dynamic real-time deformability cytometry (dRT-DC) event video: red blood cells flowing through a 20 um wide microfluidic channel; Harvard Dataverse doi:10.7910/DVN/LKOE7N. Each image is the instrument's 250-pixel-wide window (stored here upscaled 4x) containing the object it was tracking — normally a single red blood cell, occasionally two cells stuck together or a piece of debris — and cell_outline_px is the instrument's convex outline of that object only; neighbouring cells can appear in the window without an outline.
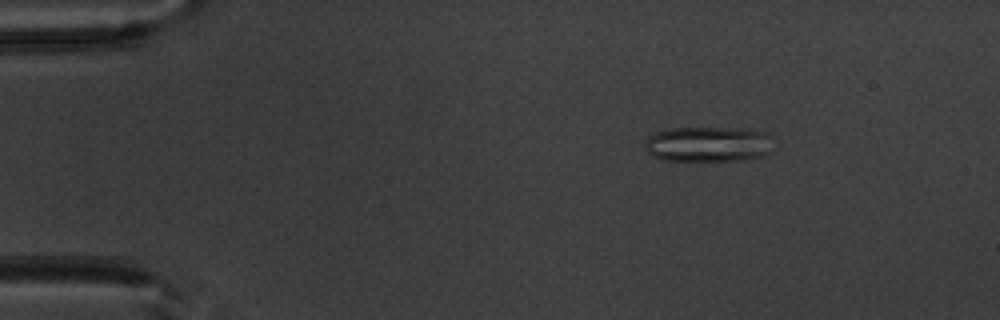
{"species": "common noctule bat (a hibernating species)", "species_latin": "Nyctalus noctula", "temperature_condition": "warm", "stored_images_in_passage": 51, "camera_frame_rate_fps": 3000, "um_per_image_px": 0.085, "animal": {"sex": "male", "body_mass_g": 20.1, "forearm_length_mm": 53.5}, "frame": {"image": 1, "passage_image": 8, "time_ms": 2.333, "image_size_px": [1000, 320], "cell_outline_px": [[772, 152], [764, 156], [740, 160], [664, 160], [652, 156], [648, 152], [644, 144], [648, 136], [656, 132], [672, 128], [720, 128], [764, 132], [772, 136]], "centroid_in_image_um": [60.21, 12.26], "position_along_channel_um": 24.8, "area_um2": 26.3}}
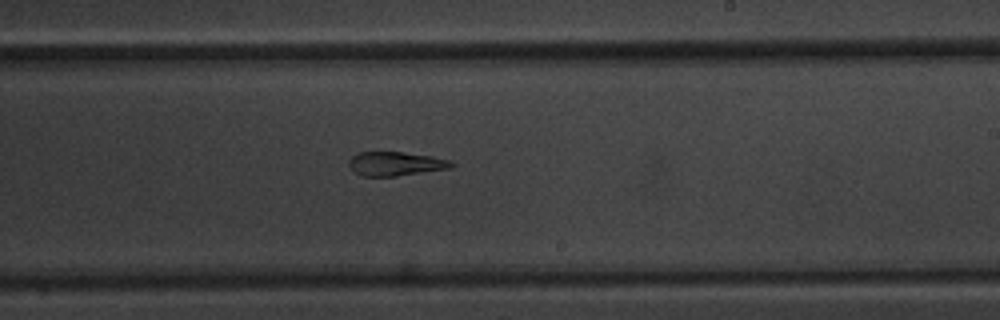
{"frame": {"image": 2, "passage_image": 31, "time_ms": 10.0, "image_size_px": [1000, 320], "cell_outline_px": [[456, 164], [452, 168], [396, 176], [360, 176], [352, 172], [348, 168], [348, 160], [356, 152], [404, 152], [432, 156], [448, 160]], "centroid_in_image_um": [33.57, 13.92], "position_along_channel_um": 255.4, "area_um2": 14.62}}
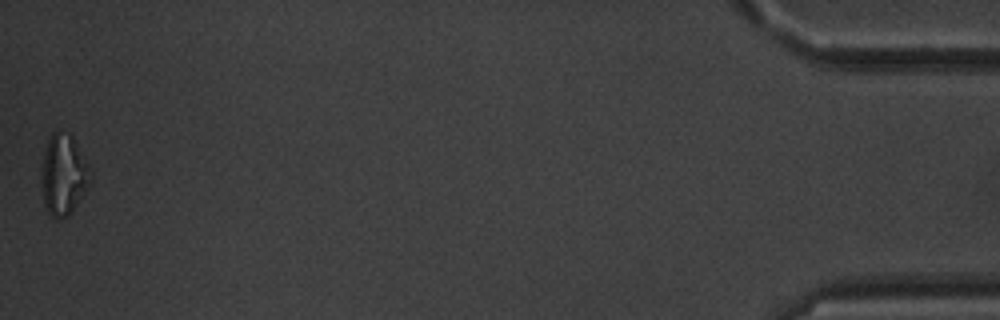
{"frame": {"image": 3, "passage_image": 51, "time_ms": 16.667, "image_size_px": [1000, 320], "cell_outline_px": [[92, 180], [72, 212], [68, 216], [60, 220], [52, 216], [48, 212], [44, 204], [44, 152], [48, 140], [52, 132], [56, 132], [72, 136], [92, 168]], "centroid_in_image_um": [5.48, 14.88], "position_along_channel_um": 429.7, "area_um2": 22.48}, "authors_computed_cell_mechanics": {"area_um2": 18.785, "velocity_mm_per_s": 3.9666, "shape_relaxation_time_tau1_ms": null, "shape_relaxation_time_tau2_ms": 2.6698, "deformation_change_tau1": null, "deformation_change_tau2": 0.0745}}